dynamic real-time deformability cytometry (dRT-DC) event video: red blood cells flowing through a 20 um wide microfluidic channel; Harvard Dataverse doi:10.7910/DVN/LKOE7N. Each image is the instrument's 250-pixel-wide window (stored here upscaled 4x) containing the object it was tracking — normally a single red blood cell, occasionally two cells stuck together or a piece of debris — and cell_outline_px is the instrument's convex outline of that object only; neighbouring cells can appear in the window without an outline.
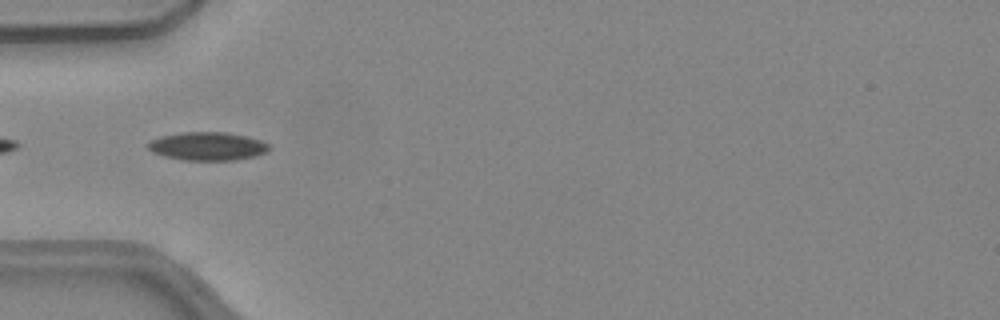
{"species": "common noctule bat (a hibernating species)", "species_latin": "Nyctalus noctula", "temperature_condition": "warm", "stored_images_in_passage": 8, "camera_frame_rate_fps": 3000, "um_per_image_px": 0.085, "animal": {"sex": "female", "body_mass_g": 24.6, "forearm_length_mm": 56.2}, "frame": {"image": 1, "passage_image": 3, "time_ms": 0.667, "image_size_px": [1000, 320], "cell_outline_px": [[272, 148], [268, 152], [256, 156], [232, 160], [184, 160], [164, 156], [152, 152], [148, 148], [148, 144], [152, 140], [160, 136], [180, 132], [224, 132], [244, 136], [260, 140], [272, 144]], "centroid_in_image_um": [17.68, 12.43], "position_along_channel_um": 67.3, "area_um2": 20.06}}